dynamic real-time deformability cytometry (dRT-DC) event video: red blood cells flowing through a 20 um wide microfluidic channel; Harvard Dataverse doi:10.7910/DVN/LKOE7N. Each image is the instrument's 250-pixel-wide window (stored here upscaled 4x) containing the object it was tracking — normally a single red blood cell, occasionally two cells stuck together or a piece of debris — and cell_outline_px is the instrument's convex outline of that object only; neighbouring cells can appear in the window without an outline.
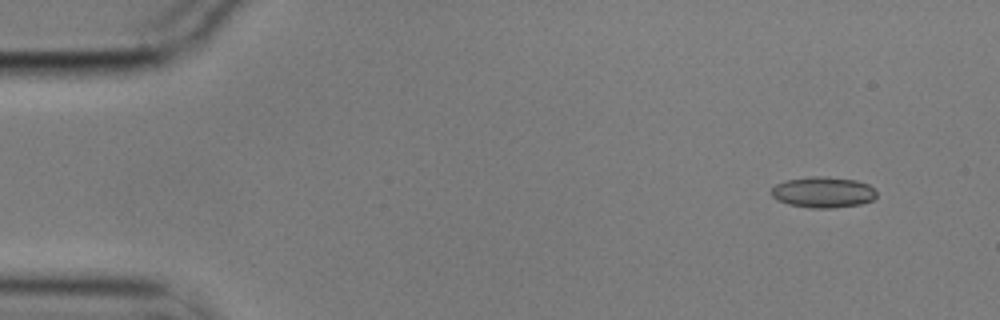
{"species": "common noctule bat (a hibernating species)", "species_latin": "Nyctalus noctula", "temperature_condition": "cold", "stored_images_in_passage": 4, "camera_frame_rate_fps": 3000, "um_per_image_px": 0.085, "animal": {"sex": "male", "body_mass_g": 17.9}, "frame": {"image": 1, "passage_image": 2, "time_ms": 0.333, "image_size_px": [1000, 320], "cell_outline_px": [[876, 196], [872, 200], [860, 204], [832, 208], [808, 208], [788, 204], [776, 200], [772, 196], [772, 188], [776, 184], [784, 180], [812, 176], [828, 176], [856, 180], [868, 184], [876, 192]], "centroid_in_image_um": [69.94, 16.33], "position_along_channel_um": 15.1, "area_um2": 19.07}}